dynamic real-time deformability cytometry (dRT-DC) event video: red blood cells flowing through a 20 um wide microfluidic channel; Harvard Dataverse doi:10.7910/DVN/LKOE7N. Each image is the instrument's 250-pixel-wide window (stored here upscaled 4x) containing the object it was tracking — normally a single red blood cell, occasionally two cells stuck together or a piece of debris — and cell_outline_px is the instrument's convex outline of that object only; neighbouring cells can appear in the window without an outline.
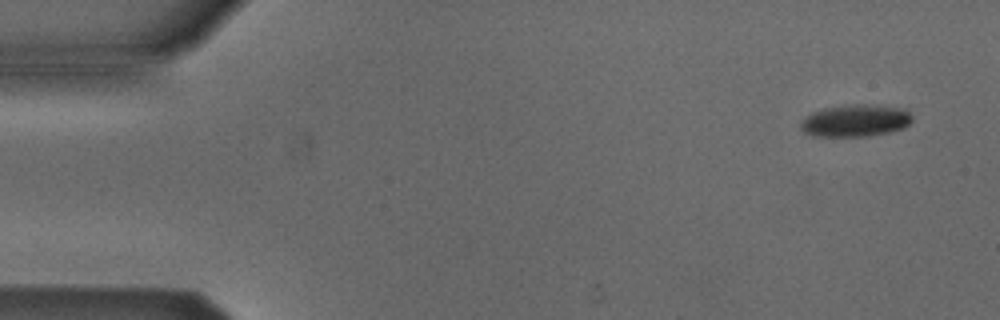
{"species": "Egyptian fruit bat (a non-hibernating species)", "species_latin": "Rousettus aegyptiacus", "temperature_condition": "cold", "stored_images_in_passage": 5, "camera_frame_rate_fps": 3000, "um_per_image_px": 0.085, "animal": {"sex": "male"}, "frame": {"image": 1, "passage_image": 1, "time_ms": 0.0, "image_size_px": [1000, 320], "cell_outline_px": [[912, 120], [904, 128], [888, 132], [868, 136], [812, 136], [804, 132], [800, 128], [800, 124], [804, 116], [812, 112], [824, 108], [852, 104], [872, 104], [904, 108], [912, 116]], "centroid_in_image_um": [72.69, 10.24], "position_along_channel_um": 12.3, "area_um2": 21.04}}
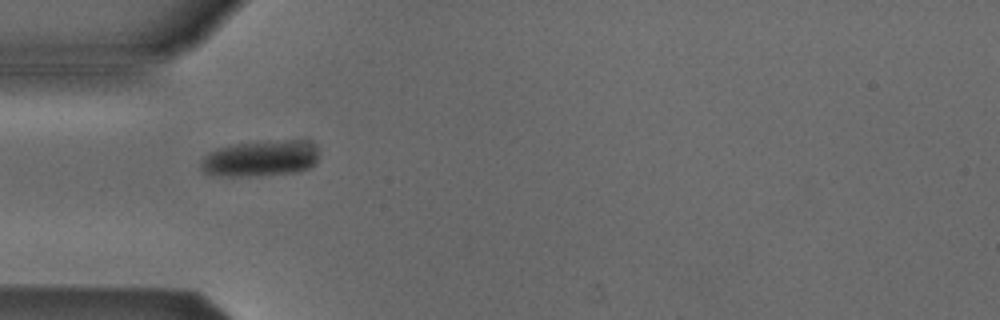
{"frame": {"image": 2, "passage_image": 4, "time_ms": 4.333, "image_size_px": [1000, 320], "cell_outline_px": [[316, 164], [308, 168], [296, 172], [260, 176], [220, 176], [204, 172], [200, 168], [200, 160], [208, 152], [216, 148], [236, 144], [276, 140], [304, 140], [312, 144], [316, 148]], "centroid_in_image_um": [22.09, 13.48], "position_along_channel_um": 62.9, "area_um2": 24.91}}
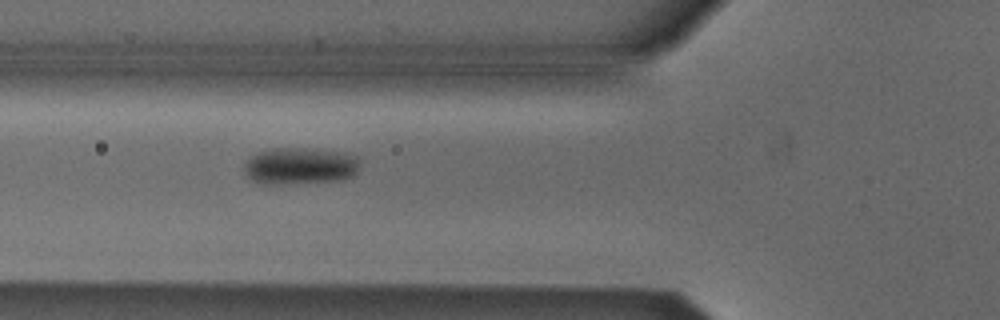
{"frame": {"image": 3, "passage_image": 5, "time_ms": 5.333, "image_size_px": [1000, 320], "cell_outline_px": [[360, 160], [356, 176], [344, 180], [276, 184], [260, 184], [248, 180], [244, 172], [244, 164], [252, 156], [260, 152], [272, 148], [296, 148], [344, 152], [356, 156]], "centroid_in_image_um": [25.51, 14.13], "position_along_channel_um": 100.3, "area_um2": 25.09}}